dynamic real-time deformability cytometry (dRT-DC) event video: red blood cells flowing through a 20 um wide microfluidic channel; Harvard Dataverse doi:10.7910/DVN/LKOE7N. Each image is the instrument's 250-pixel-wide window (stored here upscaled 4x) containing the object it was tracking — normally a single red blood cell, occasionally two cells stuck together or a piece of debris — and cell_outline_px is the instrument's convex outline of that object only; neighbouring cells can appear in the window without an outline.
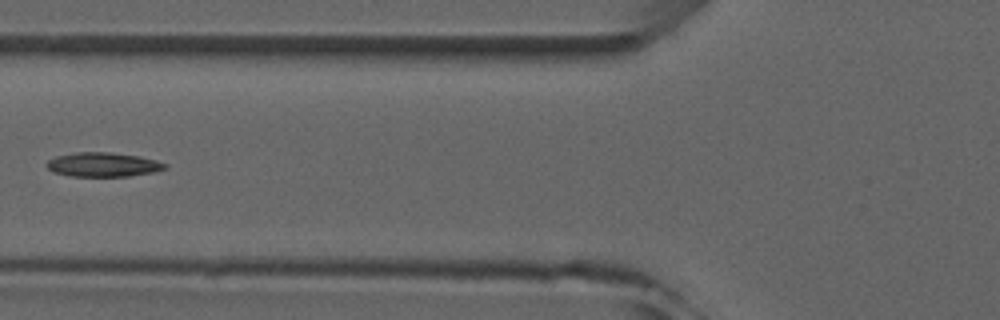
{"species": "common noctule bat (a hibernating species)", "species_latin": "Nyctalus noctula", "temperature_condition": "room temperature", "stored_images_in_passage": 6, "camera_frame_rate_fps": 3000, "um_per_image_px": 0.085, "animal": {"sex": "male", "forearm_length_mm": 52.5}, "frame": {"image": 1, "passage_image": 6, "time_ms": 5.667, "image_size_px": [1000, 320], "cell_outline_px": [[168, 168], [152, 172], [128, 176], [72, 176], [52, 172], [44, 164], [48, 160], [56, 156], [76, 152], [108, 152], [136, 156], [156, 160], [168, 164]], "centroid_in_image_um": [8.73, 13.99], "position_along_channel_um": 117.1, "area_um2": 16.65}}